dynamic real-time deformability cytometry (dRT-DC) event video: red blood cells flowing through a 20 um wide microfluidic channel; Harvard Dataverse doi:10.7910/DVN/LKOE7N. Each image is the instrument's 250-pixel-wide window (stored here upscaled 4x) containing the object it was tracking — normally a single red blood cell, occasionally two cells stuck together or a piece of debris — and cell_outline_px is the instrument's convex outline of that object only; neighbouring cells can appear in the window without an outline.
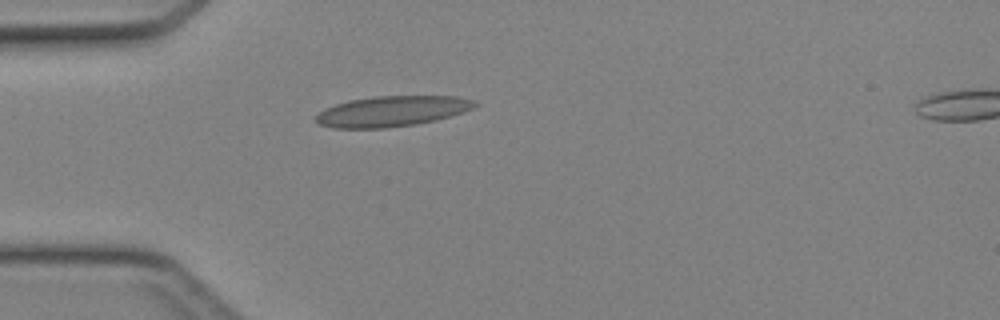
{"species": "Egyptian fruit bat (a non-hibernating species)", "species_latin": "Rousettus aegyptiacus", "temperature_condition": "cold", "stored_images_in_passage": 25, "camera_frame_rate_fps": 3000, "um_per_image_px": 0.085, "animal": {"sex": "female"}, "frame": {"image": 1, "passage_image": 1, "time_ms": 0.0, "image_size_px": [1000, 320], "cell_outline_px": [[480, 104], [472, 108], [436, 120], [416, 124], [384, 128], [332, 128], [320, 124], [316, 120], [316, 116], [324, 108], [348, 100], [372, 96], [456, 96], [476, 100]], "centroid_in_image_um": [33.31, 9.44], "position_along_channel_um": 51.7, "area_um2": 28.21}}
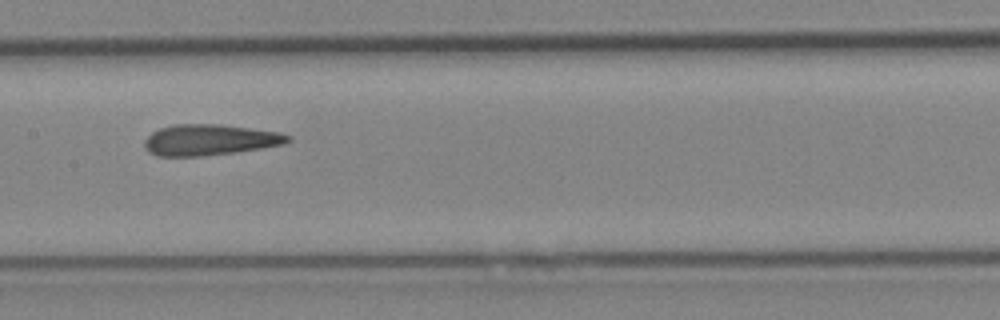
{"frame": {"image": 2, "passage_image": 11, "time_ms": 3.333, "image_size_px": [1000, 320], "cell_outline_px": [[292, 140], [284, 144], [236, 152], [200, 156], [156, 156], [148, 152], [144, 148], [144, 140], [152, 132], [160, 128], [176, 124], [220, 124], [280, 132], [292, 136]], "centroid_in_image_um": [17.82, 11.89], "position_along_channel_um": 189.6, "area_um2": 25.95}}
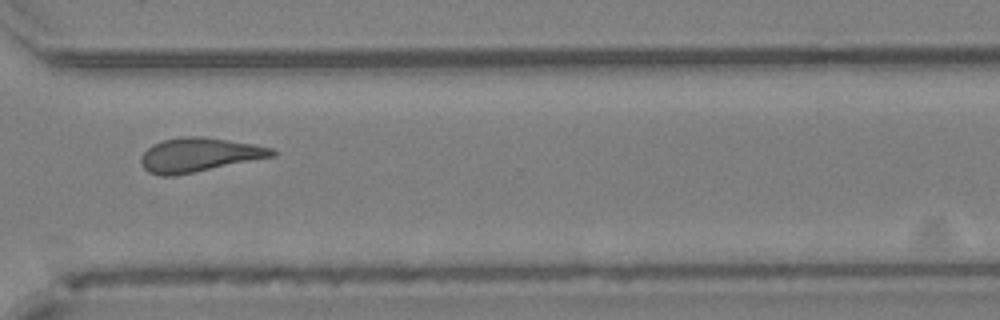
{"frame": {"image": 3, "passage_image": 22, "time_ms": 7.0, "image_size_px": [1000, 320], "cell_outline_px": [[276, 156], [176, 176], [160, 176], [148, 172], [144, 168], [140, 160], [140, 156], [152, 144], [164, 140], [184, 136], [204, 136], [252, 144], [272, 148], [276, 152]], "centroid_in_image_um": [16.91, 13.17], "position_along_channel_um": 353.7, "area_um2": 26.13}}